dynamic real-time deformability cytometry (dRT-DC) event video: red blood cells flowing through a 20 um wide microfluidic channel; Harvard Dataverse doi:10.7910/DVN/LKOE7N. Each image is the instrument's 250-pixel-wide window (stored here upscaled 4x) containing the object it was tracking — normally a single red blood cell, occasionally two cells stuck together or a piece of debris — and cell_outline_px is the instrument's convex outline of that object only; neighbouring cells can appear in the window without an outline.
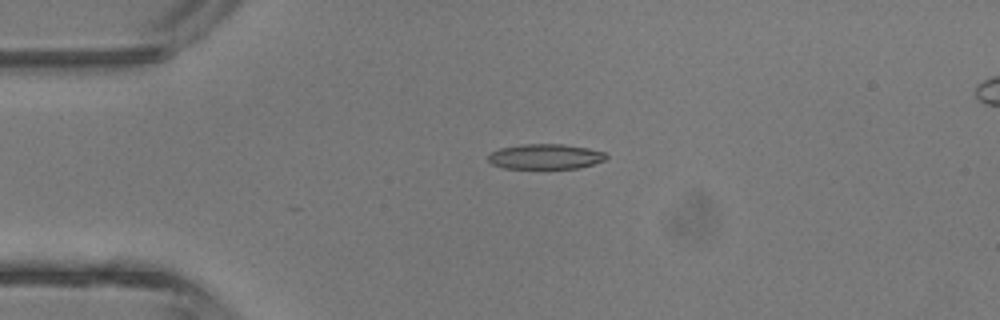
{"species": "common noctule bat (a hibernating species)", "species_latin": "Nyctalus noctula", "temperature_condition": "room temperature", "stored_images_in_passage": 4, "camera_frame_rate_fps": 3000, "um_per_image_px": 0.085, "animal": {"sex": "male", "body_mass_g": 13.3}, "frame": {"image": 1, "passage_image": 2, "time_ms": 1.333, "image_size_px": [1000, 320], "cell_outline_px": [[608, 156], [604, 160], [580, 168], [504, 168], [492, 164], [488, 160], [488, 156], [492, 152], [500, 148], [524, 144], [564, 144], [588, 148], [604, 152]], "centroid_in_image_um": [46.36, 13.3], "position_along_channel_um": 38.6, "area_um2": 17.17}}
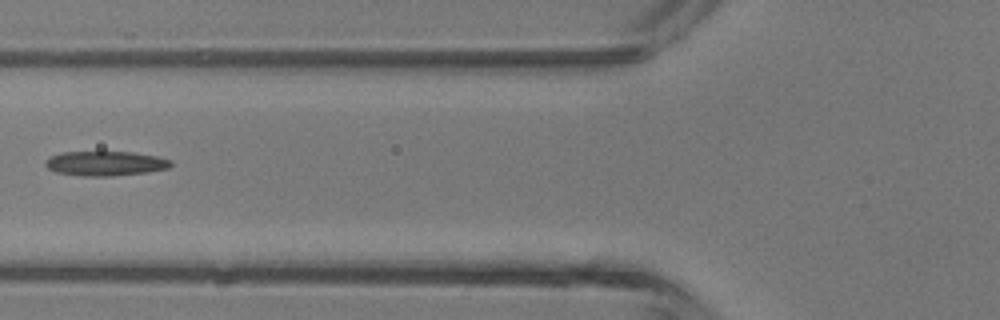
{"frame": {"image": 2, "passage_image": 4, "time_ms": 3.667, "image_size_px": [1000, 320], "cell_outline_px": [[172, 164], [168, 168], [148, 172], [112, 176], [80, 176], [56, 172], [48, 168], [44, 164], [48, 156], [60, 152], [132, 152], [156, 156], [172, 160]], "centroid_in_image_um": [8.93, 13.89], "position_along_channel_um": 116.9, "area_um2": 18.09}}